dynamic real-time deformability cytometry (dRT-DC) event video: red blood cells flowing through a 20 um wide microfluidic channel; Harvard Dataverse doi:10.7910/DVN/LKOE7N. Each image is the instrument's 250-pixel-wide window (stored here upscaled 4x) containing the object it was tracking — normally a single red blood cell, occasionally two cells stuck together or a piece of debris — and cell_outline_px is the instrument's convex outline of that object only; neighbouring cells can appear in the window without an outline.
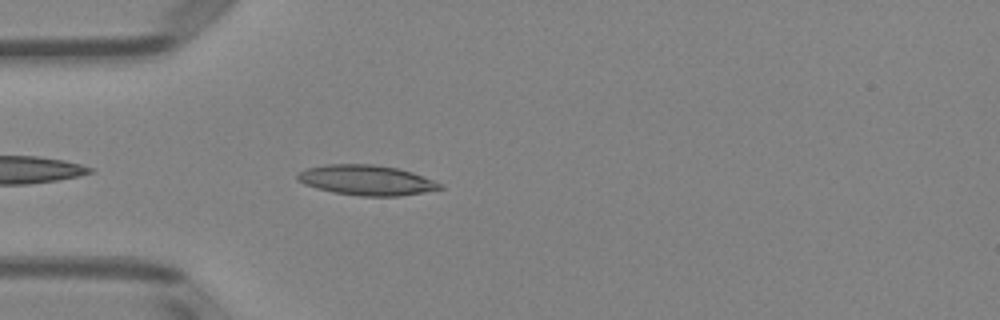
{"species": "Egyptian fruit bat (a non-hibernating species)", "species_latin": "Rousettus aegyptiacus", "temperature_condition": "room temperature", "stored_images_in_passage": 39, "camera_frame_rate_fps": 3000, "um_per_image_px": 0.085, "animal": {"sex": "female"}, "frame": {"image": 1, "passage_image": 3, "time_ms": 0.667, "image_size_px": [1000, 320], "cell_outline_px": [[444, 188], [424, 192], [400, 196], [360, 196], [332, 192], [316, 188], [304, 184], [296, 180], [296, 176], [300, 172], [308, 168], [324, 164], [372, 164], [396, 168], [412, 172], [444, 184]], "centroid_in_image_um": [31.15, 15.32], "position_along_channel_um": 53.8, "area_um2": 25.09}}
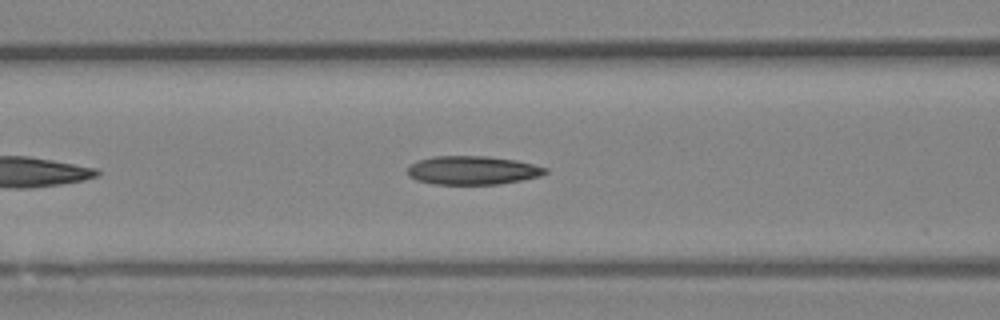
{"frame": {"image": 2, "passage_image": 9, "time_ms": 2.667, "image_size_px": [1000, 320], "cell_outline_px": [[548, 172], [540, 176], [500, 184], [432, 184], [416, 180], [408, 176], [408, 164], [432, 156], [488, 156], [516, 160], [548, 168]], "centroid_in_image_um": [40.14, 14.47], "position_along_channel_um": 126.5, "area_um2": 23.06}}
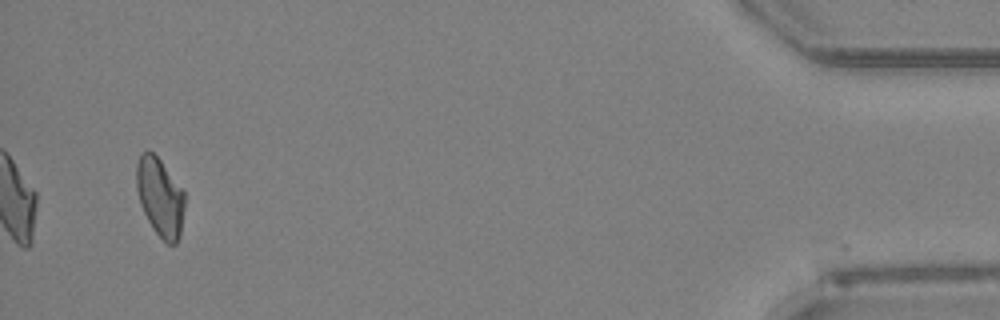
{"frame": {"image": 3, "passage_image": 37, "time_ms": 12.0, "image_size_px": [1000, 320], "cell_outline_px": [[184, 208], [180, 236], [176, 244], [168, 244], [152, 228], [140, 204], [136, 188], [136, 164], [140, 152], [152, 152], [160, 160], [184, 188]], "centroid_in_image_um": [13.61, 16.74], "position_along_channel_um": 421.6, "area_um2": 22.2}, "authors_computed_cell_mechanics": {"area_um2": 23.0044, "velocity_mm_per_s": 3.9983, "shape_relaxation_time_tau1_ms": 6.34, "shape_relaxation_time_tau2_ms": 5.6907, "deformation_change_tau1": 0.158, "deformation_change_tau2": 0.1656}}